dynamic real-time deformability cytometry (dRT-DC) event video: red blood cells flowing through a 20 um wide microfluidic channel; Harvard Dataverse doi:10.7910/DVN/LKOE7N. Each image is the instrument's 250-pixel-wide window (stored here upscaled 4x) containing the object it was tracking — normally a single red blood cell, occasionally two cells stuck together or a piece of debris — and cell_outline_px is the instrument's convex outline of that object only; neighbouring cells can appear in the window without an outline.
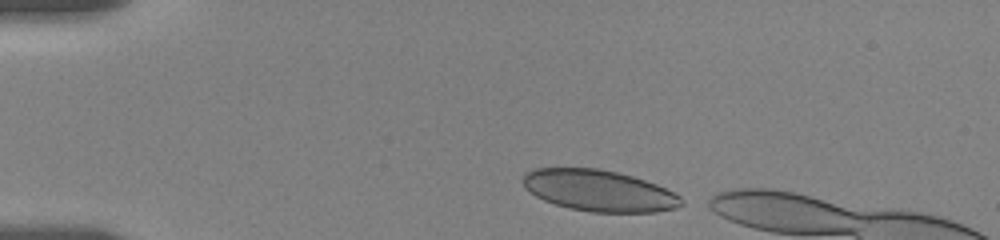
{"species": "human", "species_latin": "Homo sapiens", "temperature_condition": "room temperature", "stored_images_in_passage": 6, "segment_of_instrument_passage": [1, 2], "camera_frame_rate_fps": 3000, "um_per_image_px": 0.085, "donor": {"sex": "female"}, "frame": {"image": 1, "passage_image": 1, "time_ms": 0.0, "image_size_px": [1000, 240], "cell_outline_px": [[684, 204], [676, 208], [656, 212], [592, 212], [568, 208], [544, 200], [536, 196], [524, 188], [520, 180], [524, 172], [536, 168], [596, 168], [616, 172], [632, 176], [656, 184], [680, 196], [684, 200]], "centroid_in_image_um": [50.88, 16.2], "position_along_channel_um": 34.1, "area_um2": 38.26}}
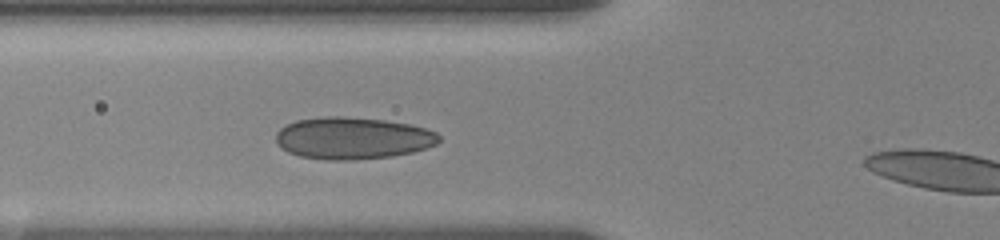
{"frame": {"image": 2, "passage_image": 5, "time_ms": 3.333, "image_size_px": [1000, 240], "cell_outline_px": [[440, 140], [436, 144], [412, 152], [392, 156], [352, 160], [328, 160], [300, 156], [288, 152], [280, 148], [276, 144], [276, 132], [280, 128], [296, 120], [324, 116], [340, 116], [384, 120], [408, 124], [424, 128], [436, 132], [440, 136]], "centroid_in_image_um": [29.94, 11.74], "position_along_channel_um": 95.9, "area_um2": 39.88}}